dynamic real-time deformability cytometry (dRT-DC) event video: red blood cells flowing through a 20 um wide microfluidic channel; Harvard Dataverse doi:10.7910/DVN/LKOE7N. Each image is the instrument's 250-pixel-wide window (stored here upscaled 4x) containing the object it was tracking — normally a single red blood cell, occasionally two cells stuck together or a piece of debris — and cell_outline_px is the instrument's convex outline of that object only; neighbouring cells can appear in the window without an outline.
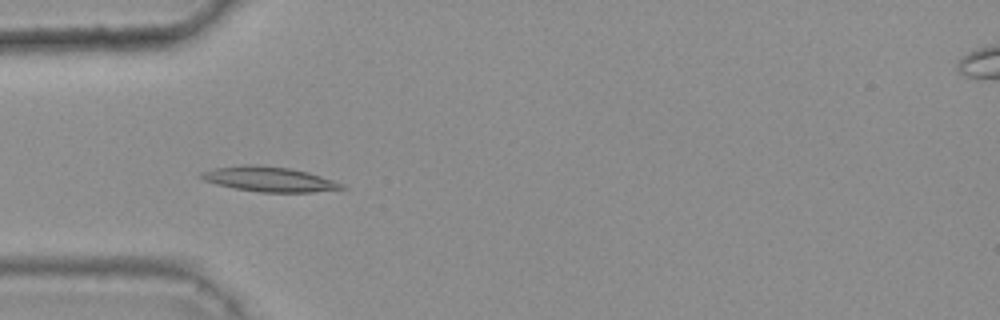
{"species": "common noctule bat (a hibernating species)", "species_latin": "Nyctalus noctula", "temperature_condition": "warm", "stored_images_in_passage": 45, "camera_frame_rate_fps": 3000, "um_per_image_px": 0.085, "animal": {"sex": "female", "body_mass_g": 25.1}, "frame": {"image": 1, "passage_image": 16, "time_ms": 5.0, "image_size_px": [1000, 320], "cell_outline_px": [[348, 188], [312, 192], [260, 192], [236, 188], [216, 184], [204, 180], [200, 176], [200, 172], [216, 168], [244, 164], [252, 164], [288, 168], [308, 172], [344, 184]], "centroid_in_image_um": [22.89, 15.23], "position_along_channel_um": 62.1, "area_um2": 20.17}}
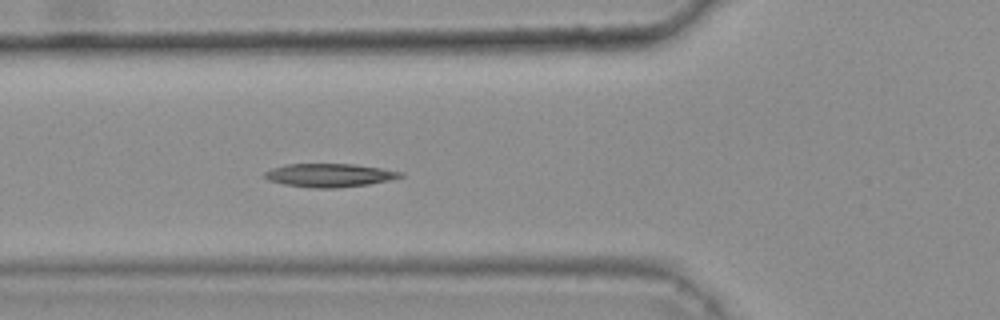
{"frame": {"image": 2, "passage_image": 19, "time_ms": 6.0, "image_size_px": [1000, 320], "cell_outline_px": [[404, 176], [388, 180], [368, 184], [336, 188], [312, 188], [284, 184], [268, 180], [264, 176], [264, 172], [272, 168], [288, 164], [352, 164], [380, 168], [404, 172]], "centroid_in_image_um": [27.99, 14.9], "position_along_channel_um": 97.8, "area_um2": 18.38}}
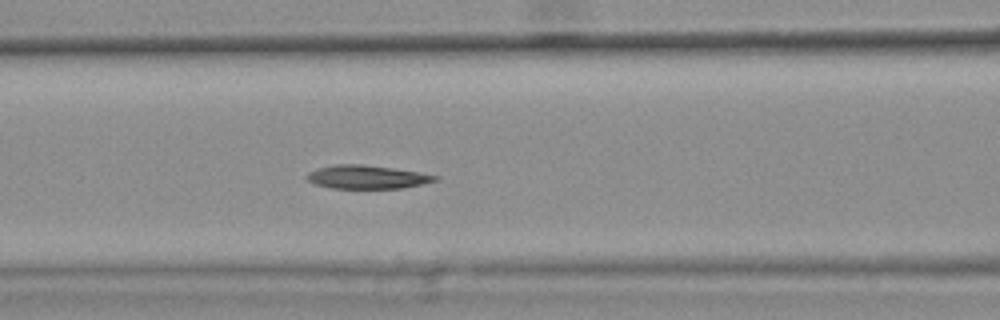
{"frame": {"image": 3, "passage_image": 22, "time_ms": 7.0, "image_size_px": [1000, 320], "cell_outline_px": [[440, 180], [424, 184], [404, 188], [332, 188], [316, 184], [308, 180], [304, 176], [308, 172], [316, 168], [332, 164], [364, 164], [392, 168], [440, 176]], "centroid_in_image_um": [31.19, 15.04], "position_along_channel_um": 135.4, "area_um2": 17.69}, "authors_computed_cell_mechanics": {"area_um2": 18.3804, "velocity_mm_per_s": 3.7433, "shape_relaxation_time_tau1_ms": 7.7031, "shape_relaxation_time_tau2_ms": null, "deformation_change_tau1": 0.2133, "deformation_change_tau2": null}}